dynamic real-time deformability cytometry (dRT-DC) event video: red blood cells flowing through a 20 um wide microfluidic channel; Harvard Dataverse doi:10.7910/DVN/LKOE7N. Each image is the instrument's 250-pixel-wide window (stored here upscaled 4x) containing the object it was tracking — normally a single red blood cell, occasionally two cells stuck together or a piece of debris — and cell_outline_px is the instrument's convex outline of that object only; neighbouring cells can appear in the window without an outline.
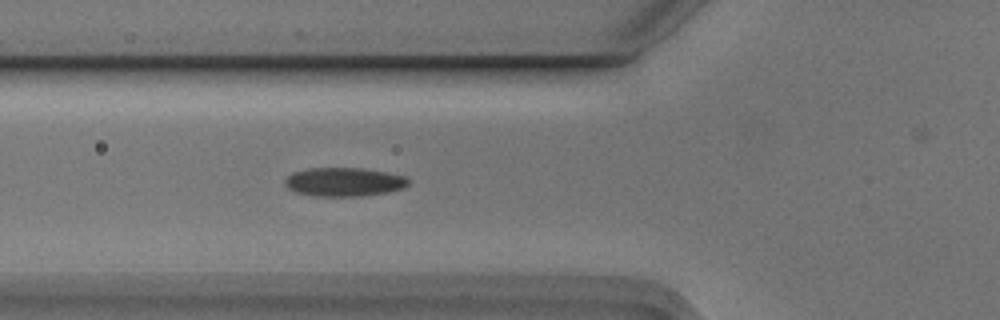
{"species": "Egyptian fruit bat (a non-hibernating species)", "species_latin": "Rousettus aegyptiacus", "temperature_condition": "cold", "stored_images_in_passage": 5, "camera_frame_rate_fps": 3000, "um_per_image_px": 0.085, "animal": {"sex": "male"}, "frame": {"image": 1, "passage_image": 4, "time_ms": 1.0, "image_size_px": [1000, 320], "cell_outline_px": [[408, 184], [404, 188], [388, 192], [360, 196], [316, 196], [296, 192], [288, 188], [284, 184], [284, 180], [292, 172], [308, 168], [364, 168], [408, 176]], "centroid_in_image_um": [29.25, 15.46], "position_along_channel_um": 96.5, "area_um2": 20.81}}